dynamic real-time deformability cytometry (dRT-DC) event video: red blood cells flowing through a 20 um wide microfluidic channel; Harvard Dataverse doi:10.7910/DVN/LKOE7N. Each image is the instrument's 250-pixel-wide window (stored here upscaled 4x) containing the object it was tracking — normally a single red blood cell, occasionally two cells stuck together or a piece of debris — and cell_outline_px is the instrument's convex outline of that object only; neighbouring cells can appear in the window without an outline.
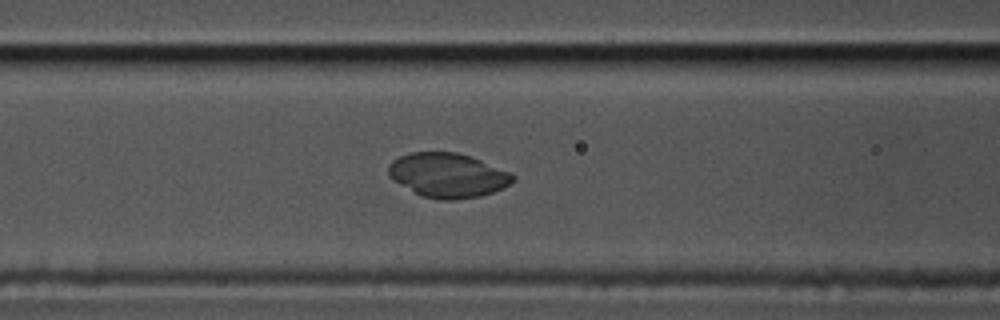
{"species": "common noctule bat (a hibernating species)", "species_latin": "Nyctalus noctula", "temperature_condition": "cold", "stored_images_in_passage": 58, "camera_frame_rate_fps": 3000, "um_per_image_px": 0.085, "animal": {"sex": "male", "body_mass_g": 17.5, "forearm_length_mm": 52.3}, "frame": {"image": 1, "passage_image": 24, "time_ms": 7.667, "image_size_px": [1000, 320], "cell_outline_px": [[516, 180], [504, 188], [480, 196], [456, 200], [440, 200], [420, 196], [392, 180], [388, 176], [388, 164], [392, 160], [400, 156], [412, 152], [456, 152], [480, 160], [508, 172], [516, 176]], "centroid_in_image_um": [38.03, 14.91], "position_along_channel_um": 128.6, "area_um2": 32.31}}
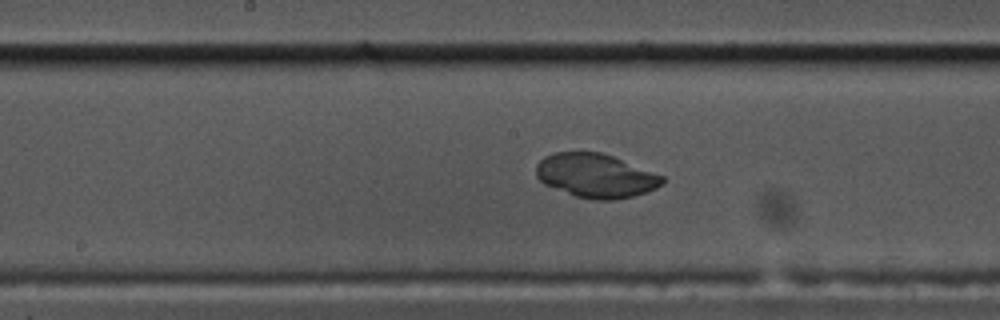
{"frame": {"image": 2, "passage_image": 30, "time_ms": 9.667, "image_size_px": [1000, 320], "cell_outline_px": [[664, 184], [648, 192], [616, 200], [596, 200], [576, 196], [544, 184], [536, 176], [536, 164], [544, 156], [552, 152], [600, 152], [612, 156], [664, 176]], "centroid_in_image_um": [50.64, 14.93], "position_along_channel_um": 197.6, "area_um2": 32.31}}
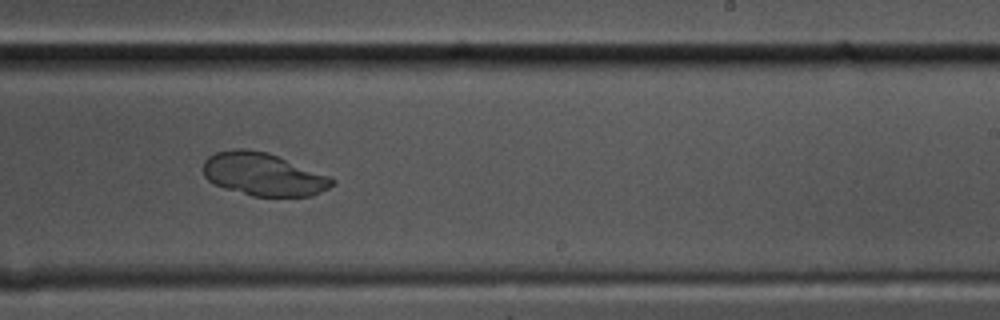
{"frame": {"image": 3, "passage_image": 36, "time_ms": 11.667, "image_size_px": [1000, 320], "cell_outline_px": [[336, 180], [328, 188], [312, 196], [252, 196], [224, 188], [208, 180], [204, 176], [200, 168], [204, 160], [208, 156], [216, 152], [232, 148], [248, 148], [268, 152], [332, 176]], "centroid_in_image_um": [22.36, 14.79], "position_along_channel_um": 266.6, "area_um2": 32.71}}